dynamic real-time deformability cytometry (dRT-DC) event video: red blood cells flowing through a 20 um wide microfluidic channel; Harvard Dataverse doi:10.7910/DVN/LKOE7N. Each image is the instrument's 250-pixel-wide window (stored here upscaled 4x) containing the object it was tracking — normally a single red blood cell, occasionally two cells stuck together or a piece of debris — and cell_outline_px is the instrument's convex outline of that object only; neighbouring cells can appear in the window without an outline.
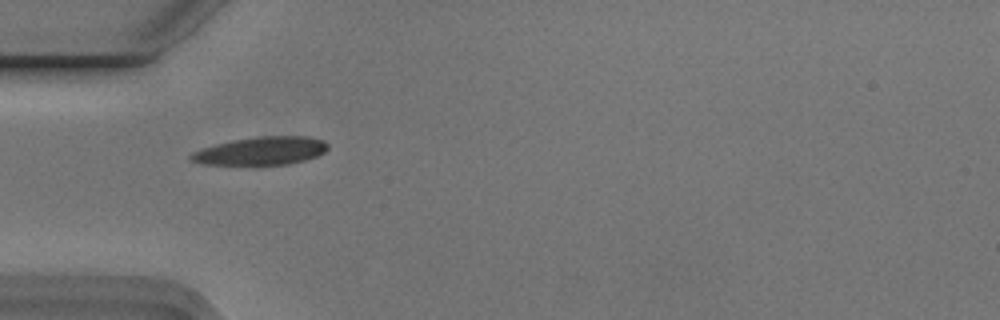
{"species": "Egyptian fruit bat (a non-hibernating species)", "species_latin": "Rousettus aegyptiacus", "temperature_condition": "cold", "stored_images_in_passage": 4, "camera_frame_rate_fps": 3000, "um_per_image_px": 0.085, "animal": {"sex": "male"}, "frame": {"image": 1, "passage_image": 1, "time_ms": 0.0, "image_size_px": [1000, 320], "cell_outline_px": [[328, 148], [324, 152], [316, 156], [304, 160], [288, 164], [204, 164], [188, 160], [188, 156], [192, 152], [216, 144], [232, 140], [260, 136], [308, 136], [324, 140], [328, 144]], "centroid_in_image_um": [22.2, 12.81], "position_along_channel_um": 62.8, "area_um2": 22.25}}
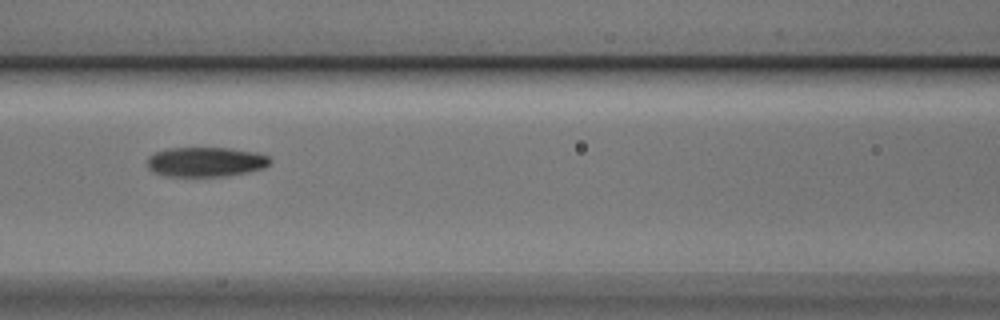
{"frame": {"image": 2, "passage_image": 3, "time_ms": 0.667, "image_size_px": [1000, 320], "cell_outline_px": [[272, 164], [264, 168], [248, 172], [224, 176], [168, 176], [152, 172], [148, 168], [148, 156], [156, 152], [168, 148], [228, 148], [256, 152], [268, 156], [272, 160]], "centroid_in_image_um": [17.51, 13.76], "position_along_channel_um": 149.1, "area_um2": 21.33}}
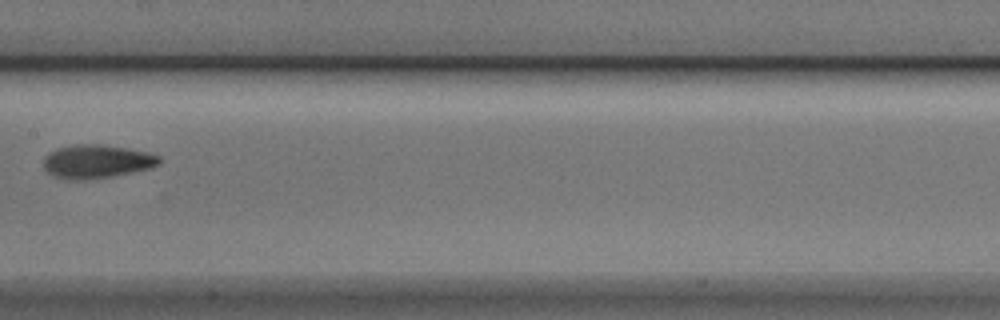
{"frame": {"image": 3, "passage_image": 4, "time_ms": 1.0, "image_size_px": [1000, 320], "cell_outline_px": [[160, 164], [152, 168], [112, 176], [84, 180], [68, 180], [52, 176], [44, 168], [44, 156], [48, 152], [60, 148], [80, 144], [100, 144], [128, 148], [148, 152], [160, 156]], "centroid_in_image_um": [8.23, 13.73], "position_along_channel_um": 199.2, "area_um2": 22.72}}